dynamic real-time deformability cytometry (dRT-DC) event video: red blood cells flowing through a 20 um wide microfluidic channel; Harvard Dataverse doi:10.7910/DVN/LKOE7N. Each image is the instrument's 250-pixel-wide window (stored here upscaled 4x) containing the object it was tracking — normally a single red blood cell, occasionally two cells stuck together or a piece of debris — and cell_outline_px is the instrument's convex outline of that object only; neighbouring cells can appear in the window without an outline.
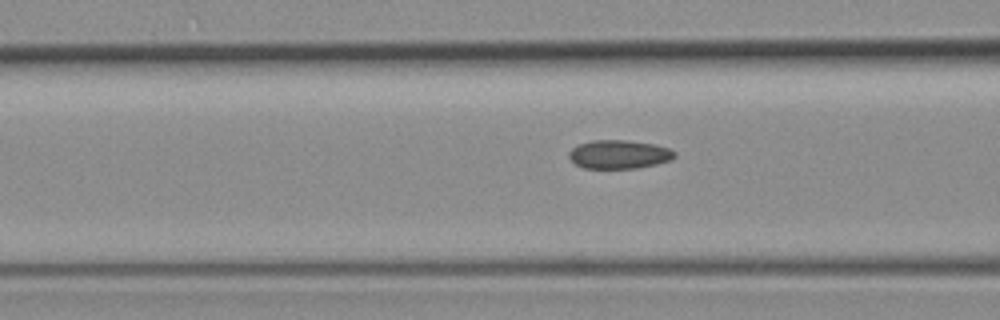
{"species": "common noctule bat (a hibernating species)", "species_latin": "Nyctalus noctula", "temperature_condition": "room temperature", "stored_images_in_passage": 15, "camera_frame_rate_fps": 3000, "um_per_image_px": 0.085, "animal": {"sex": "female", "body_mass_g": 19.3, "forearm_length_mm": 54.1}, "frame": {"image": 1, "passage_image": 9, "time_ms": 2.667, "image_size_px": [1000, 320], "cell_outline_px": [[676, 156], [672, 160], [656, 164], [636, 168], [584, 168], [576, 164], [568, 156], [568, 152], [572, 148], [580, 144], [592, 140], [628, 140], [656, 144], [668, 148], [676, 152]], "centroid_in_image_um": [52.65, 13.11], "position_along_channel_um": 114.0, "area_um2": 17.69}}
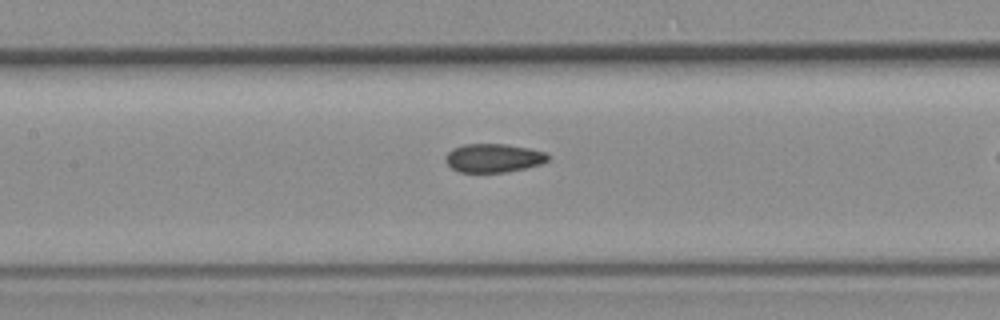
{"frame": {"image": 2, "passage_image": 13, "time_ms": 4.0, "image_size_px": [1000, 320], "cell_outline_px": [[548, 160], [540, 164], [508, 172], [460, 172], [452, 168], [444, 160], [444, 156], [452, 148], [464, 144], [504, 144], [528, 148], [548, 152]], "centroid_in_image_um": [41.92, 13.42], "position_along_channel_um": 165.5, "area_um2": 17.11}}